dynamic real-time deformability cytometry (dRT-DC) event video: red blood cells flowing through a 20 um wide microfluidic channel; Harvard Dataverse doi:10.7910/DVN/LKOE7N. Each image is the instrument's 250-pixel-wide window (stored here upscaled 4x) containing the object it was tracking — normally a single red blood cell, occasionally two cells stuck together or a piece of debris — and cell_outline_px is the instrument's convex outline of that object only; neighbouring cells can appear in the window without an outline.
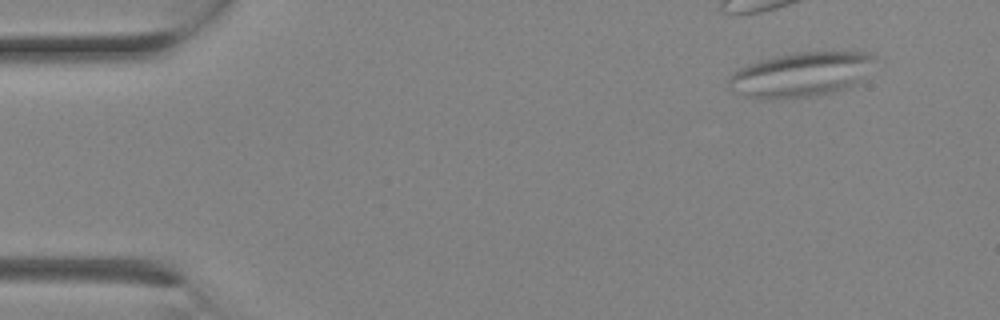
{"species": "Egyptian fruit bat (a non-hibernating species)", "species_latin": "Rousettus aegyptiacus", "temperature_condition": "room temperature", "stored_images_in_passage": 2, "camera_frame_rate_fps": 3000, "um_per_image_px": 0.085, "animal": {"sex": "female"}, "frame": {"image": 1, "passage_image": 1, "time_ms": 0.0, "image_size_px": [1000, 320], "cell_outline_px": [[876, 56], [864, 80], [844, 88], [832, 92], [812, 96], [744, 96], [728, 88], [728, 76], [732, 72], [748, 64], [760, 60], [800, 52], [872, 52]], "centroid_in_image_um": [68.12, 6.29], "position_along_channel_um": 16.9, "area_um2": 37.05}}